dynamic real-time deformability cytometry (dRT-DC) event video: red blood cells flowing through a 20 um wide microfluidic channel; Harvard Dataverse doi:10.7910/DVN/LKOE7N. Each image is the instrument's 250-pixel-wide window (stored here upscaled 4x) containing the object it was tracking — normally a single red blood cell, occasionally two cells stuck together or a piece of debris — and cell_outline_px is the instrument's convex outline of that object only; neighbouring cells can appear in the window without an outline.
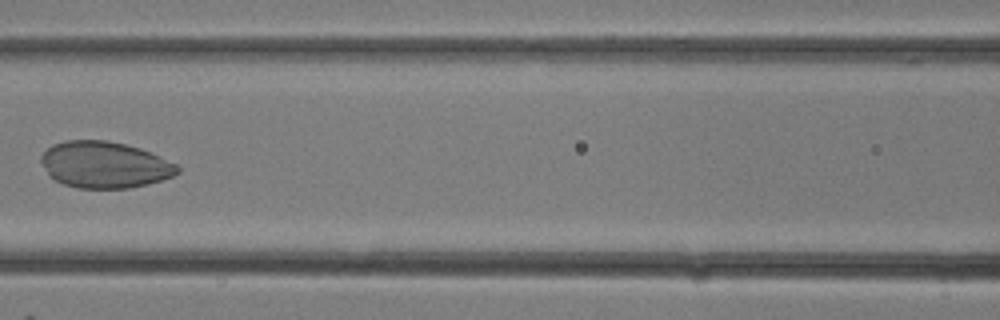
{"species": "common noctule bat (a hibernating species)", "species_latin": "Nyctalus noctula", "temperature_condition": "room temperature", "stored_images_in_passage": 27, "camera_frame_rate_fps": 3000, "um_per_image_px": 0.085, "animal": {"sex": "female"}, "frame": {"image": 1, "passage_image": 12, "time_ms": 3.667, "image_size_px": [1000, 320], "cell_outline_px": [[180, 172], [172, 176], [148, 184], [128, 188], [80, 188], [64, 184], [48, 176], [40, 160], [40, 156], [52, 144], [64, 140], [104, 140], [124, 144], [140, 148], [160, 156], [176, 164], [180, 168]], "centroid_in_image_um": [8.87, 14.0], "position_along_channel_um": 157.7, "area_um2": 36.93}}
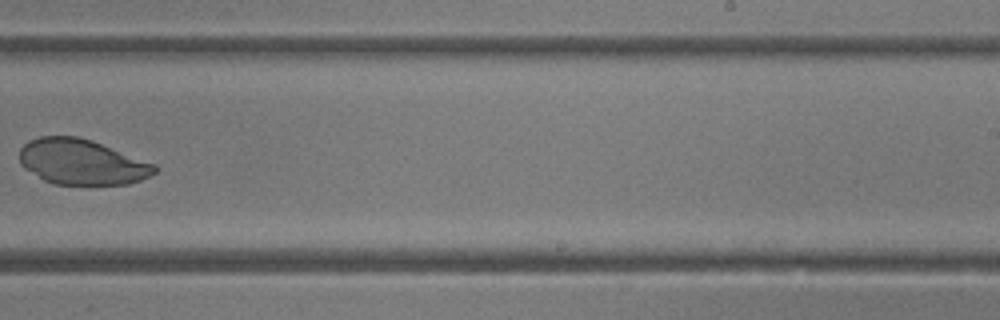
{"frame": {"image": 2, "passage_image": 17, "time_ms": 5.333, "image_size_px": [1000, 320], "cell_outline_px": [[160, 168], [156, 172], [140, 180], [128, 184], [88, 188], [52, 184], [44, 180], [24, 168], [20, 164], [20, 148], [28, 140], [40, 136], [76, 136], [92, 140], [156, 164]], "centroid_in_image_um": [6.97, 13.82], "position_along_channel_um": 282.0, "area_um2": 36.93}}
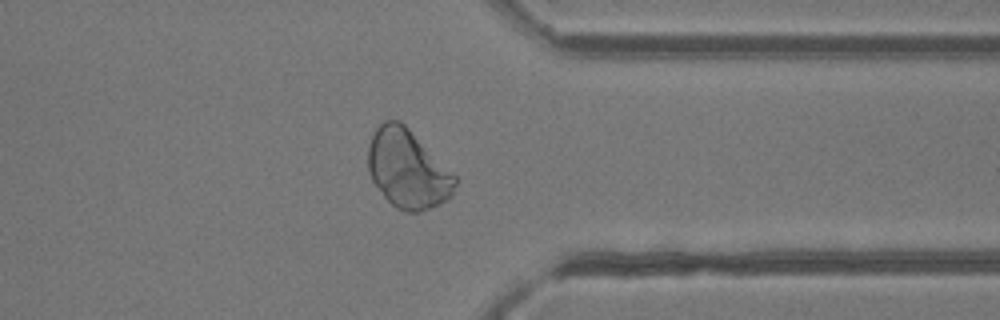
{"frame": {"image": 3, "passage_image": 21, "time_ms": 6.667, "image_size_px": [1000, 320], "cell_outline_px": [[456, 184], [452, 196], [448, 200], [440, 204], [420, 212], [408, 212], [396, 208], [384, 196], [372, 180], [368, 172], [368, 144], [376, 128], [384, 120], [400, 120], [456, 176]], "centroid_in_image_um": [34.64, 14.38], "position_along_channel_um": 376.8, "area_um2": 39.65}}